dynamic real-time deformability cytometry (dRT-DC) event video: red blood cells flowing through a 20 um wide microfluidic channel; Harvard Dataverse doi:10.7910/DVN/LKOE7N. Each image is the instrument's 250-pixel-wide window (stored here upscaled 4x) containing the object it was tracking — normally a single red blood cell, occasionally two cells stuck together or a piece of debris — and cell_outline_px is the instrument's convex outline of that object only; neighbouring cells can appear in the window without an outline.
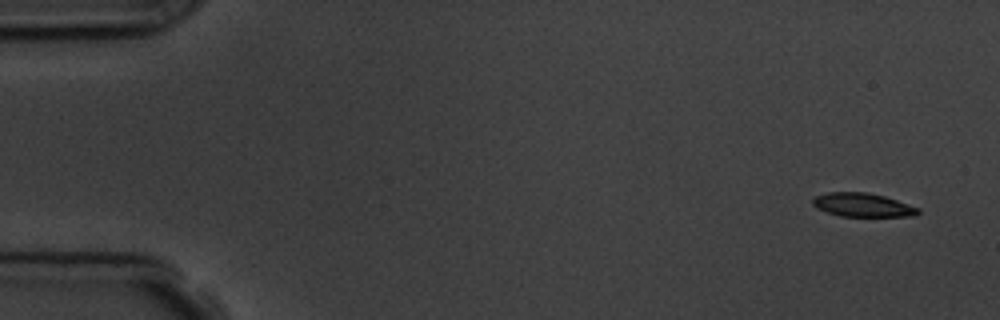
{"species": "common noctule bat (a hibernating species)", "species_latin": "Nyctalus noctula", "temperature_condition": "room temperature", "stored_images_in_passage": 10, "camera_frame_rate_fps": 3000, "um_per_image_px": 0.085, "animal": {"sex": "male", "body_mass_g": 19.5, "forearm_length_mm": 54.6}, "frame": {"image": 1, "passage_image": 1, "time_ms": 0.0, "image_size_px": [1000, 320], "cell_outline_px": [[920, 212], [916, 216], [840, 216], [816, 208], [812, 204], [812, 200], [816, 196], [828, 192], [868, 192], [884, 196], [920, 208]], "centroid_in_image_um": [73.33, 17.42], "position_along_channel_um": 11.7, "area_um2": 14.51}}
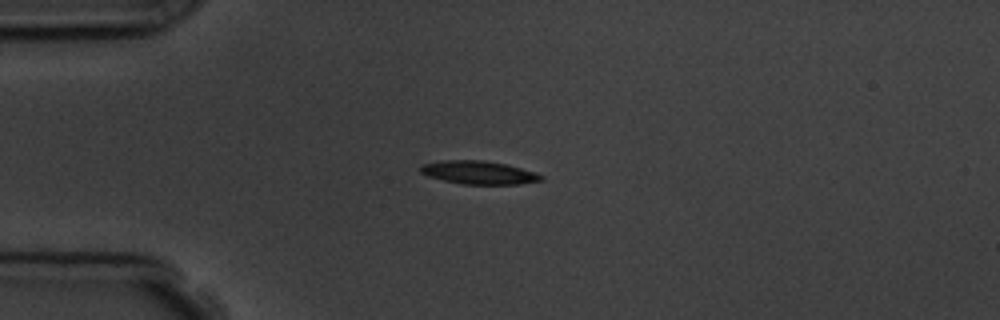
{"frame": {"image": 2, "passage_image": 4, "time_ms": 3.667, "image_size_px": [1000, 320], "cell_outline_px": [[544, 180], [520, 184], [460, 184], [428, 176], [420, 172], [420, 164], [444, 160], [480, 160], [504, 164], [536, 172], [544, 176]], "centroid_in_image_um": [40.69, 14.67], "position_along_channel_um": 44.3, "area_um2": 16.3}}
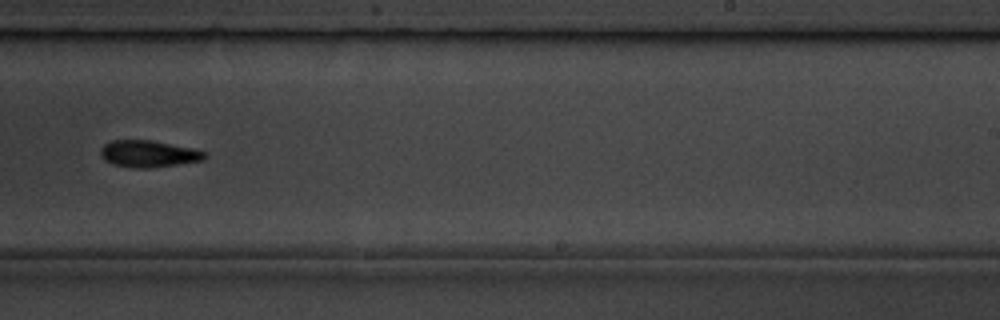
{"frame": {"image": 3, "passage_image": 10, "time_ms": 10.333, "image_size_px": [1000, 320], "cell_outline_px": [[208, 156], [204, 160], [152, 168], [136, 168], [112, 164], [104, 160], [100, 156], [100, 148], [104, 144], [112, 140], [152, 140], [192, 148], [204, 152]], "centroid_in_image_um": [12.6, 13.07], "position_along_channel_um": 276.4, "area_um2": 16.36}}